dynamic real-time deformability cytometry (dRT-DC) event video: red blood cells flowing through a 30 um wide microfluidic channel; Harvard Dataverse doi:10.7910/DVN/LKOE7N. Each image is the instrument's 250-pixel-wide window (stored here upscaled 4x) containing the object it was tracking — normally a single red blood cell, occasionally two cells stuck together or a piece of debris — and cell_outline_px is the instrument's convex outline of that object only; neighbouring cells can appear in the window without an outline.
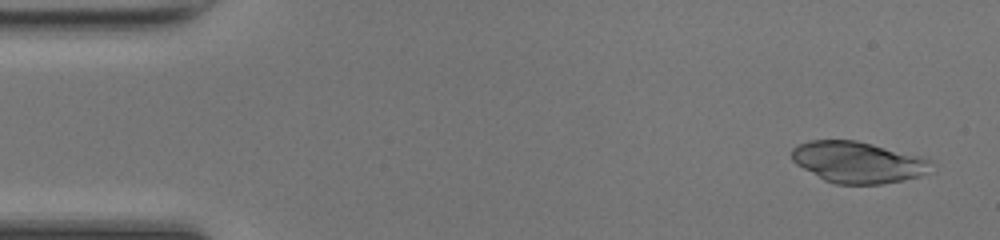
{"species": "common noctule bat (a hibernating species)", "species_latin": "Nyctalus noctula", "temperature_condition": "room temperature", "stored_images_in_passage": 10, "camera_frame_rate_fps": 3000, "um_per_image_px": 0.085, "animal": {"sex": "female", "body_mass_g": 17.0, "forearm_length_mm": 48.0}, "frame": {"image": 1, "passage_image": 2, "time_ms": 0.333, "image_size_px": [1000, 240], "cell_outline_px": [[928, 172], [920, 176], [904, 180], [880, 184], [836, 184], [824, 180], [796, 164], [792, 160], [792, 148], [800, 144], [812, 140], [856, 140], [920, 156], [928, 160]], "centroid_in_image_um": [72.88, 13.79], "position_along_channel_um": 12.1, "area_um2": 33.12}}